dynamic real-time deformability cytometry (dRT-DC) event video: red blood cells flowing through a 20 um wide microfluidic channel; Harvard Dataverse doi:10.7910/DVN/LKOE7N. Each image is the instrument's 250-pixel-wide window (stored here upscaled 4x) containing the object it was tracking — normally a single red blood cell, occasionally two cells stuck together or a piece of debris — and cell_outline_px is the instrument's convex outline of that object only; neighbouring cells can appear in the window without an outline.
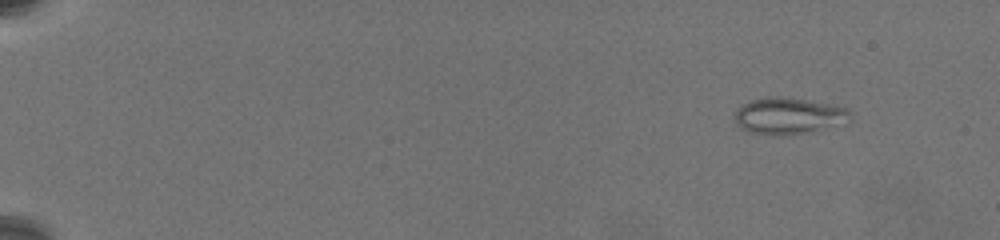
{"species": "common noctule bat (a hibernating species)", "species_latin": "Nyctalus noctula", "temperature_condition": "warm", "stored_images_in_passage": 72, "camera_frame_rate_fps": 3000, "um_per_image_px": 0.085, "animal": {"sex": "female", "body_mass_g": 19.5, "forearm_length_mm": 54.1}, "frame": {"image": 1, "passage_image": 1, "time_ms": 0.0, "image_size_px": [1000, 240], "cell_outline_px": [[848, 124], [800, 132], [752, 132], [736, 124], [736, 112], [744, 104], [752, 100], [804, 100], [844, 108], [848, 112]], "centroid_in_image_um": [67.08, 9.86], "position_along_channel_um": 17.9, "area_um2": 22.02}}
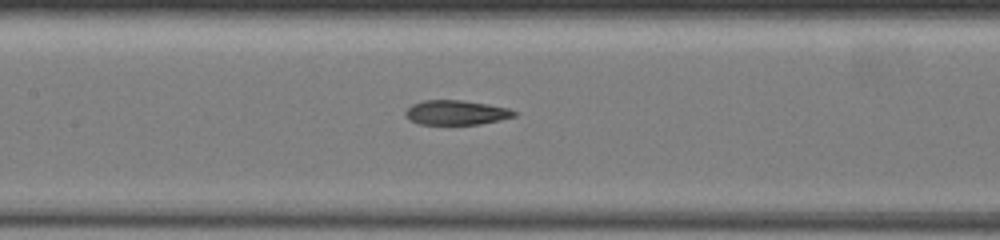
{"frame": {"image": 2, "passage_image": 37, "time_ms": 9.0, "image_size_px": [1000, 240], "cell_outline_px": [[516, 116], [500, 120], [480, 124], [420, 124], [404, 116], [404, 112], [412, 104], [424, 100], [460, 100], [508, 108], [516, 112]], "centroid_in_image_um": [38.75, 9.57], "position_along_channel_um": 168.6, "area_um2": 15.37}}
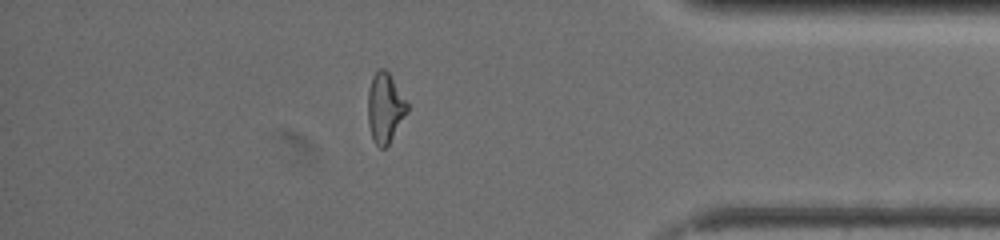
{"frame": {"image": 3, "passage_image": 66, "time_ms": 16.333, "image_size_px": [1000, 240], "cell_outline_px": [[408, 112], [388, 144], [384, 148], [380, 148], [372, 140], [368, 124], [368, 88], [372, 76], [380, 68], [384, 68], [388, 72], [408, 104]], "centroid_in_image_um": [32.71, 9.17], "position_along_channel_um": 402.5, "area_um2": 15.9}, "authors_computed_cell_mechanics": {"area_um2": 16.184, "velocity_mm_per_s": 3.495, "shape_relaxation_time_tau1_ms": null, "shape_relaxation_time_tau2_ms": 2.1862, "deformation_change_tau1": null, "deformation_change_tau2": 0.0828}}